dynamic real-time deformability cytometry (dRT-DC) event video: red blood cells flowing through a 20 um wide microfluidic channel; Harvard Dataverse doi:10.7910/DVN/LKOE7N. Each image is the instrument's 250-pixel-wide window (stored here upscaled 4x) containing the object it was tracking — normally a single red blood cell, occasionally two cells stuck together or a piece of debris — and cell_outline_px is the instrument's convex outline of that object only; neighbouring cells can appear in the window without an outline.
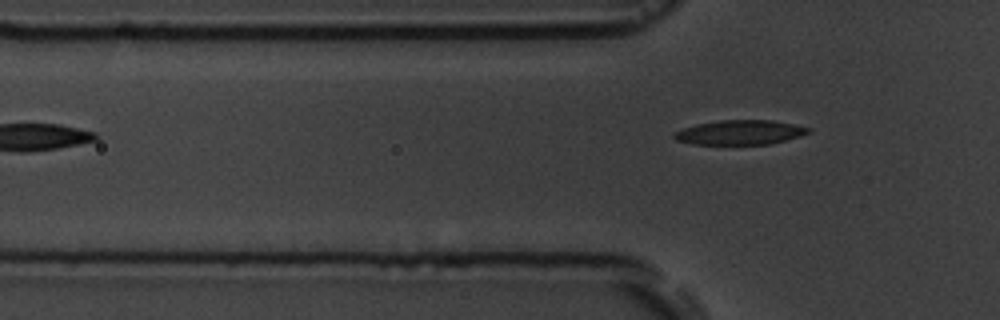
{"species": "common noctule bat (a hibernating species)", "species_latin": "Nyctalus noctula", "temperature_condition": "room temperature", "stored_images_in_passage": 5, "camera_frame_rate_fps": 3000, "um_per_image_px": 0.085, "animal": {"sex": "male", "body_mass_g": 19.5, "forearm_length_mm": 54.6}, "frame": {"image": 1, "passage_image": 5, "time_ms": 4.667, "image_size_px": [1000, 320], "cell_outline_px": [[812, 132], [800, 136], [772, 144], [692, 144], [676, 140], [672, 136], [676, 132], [684, 128], [696, 124], [720, 120], [772, 120], [812, 128]], "centroid_in_image_um": [62.93, 11.25], "position_along_channel_um": 62.9, "area_um2": 19.19}}